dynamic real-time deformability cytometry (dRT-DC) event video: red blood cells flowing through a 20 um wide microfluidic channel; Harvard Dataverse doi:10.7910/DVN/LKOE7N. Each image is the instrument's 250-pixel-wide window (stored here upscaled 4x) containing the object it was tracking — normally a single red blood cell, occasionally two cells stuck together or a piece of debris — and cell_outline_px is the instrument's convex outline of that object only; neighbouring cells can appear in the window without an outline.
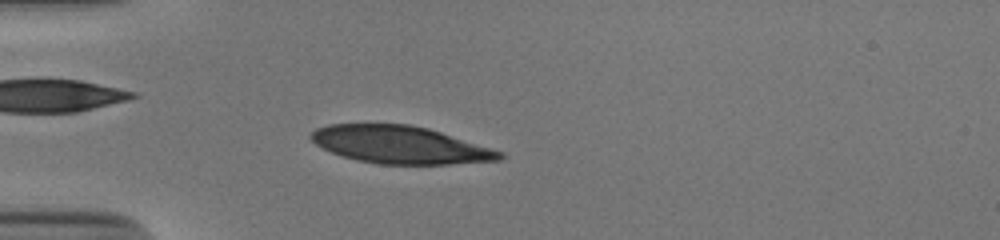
{"species": "human", "species_latin": "Homo sapiens", "temperature_condition": "cold", "stored_images_in_passage": 51, "camera_frame_rate_fps": 3000, "um_per_image_px": 0.085, "donor": {"sex": "male"}, "frame": {"image": 1, "passage_image": 14, "time_ms": 4.333, "image_size_px": [1000, 240], "cell_outline_px": [[504, 156], [500, 160], [448, 164], [380, 164], [356, 160], [340, 156], [316, 144], [308, 136], [316, 128], [328, 124], [408, 124], [428, 128], [504, 152]], "centroid_in_image_um": [33.99, 12.31], "position_along_channel_um": 51.0, "area_um2": 41.15}}
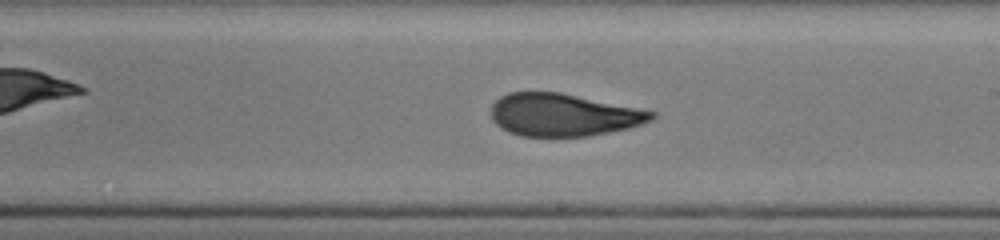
{"frame": {"image": 2, "passage_image": 30, "time_ms": 9.667, "image_size_px": [1000, 240], "cell_outline_px": [[656, 116], [652, 120], [628, 128], [588, 136], [520, 136], [508, 132], [500, 128], [492, 120], [492, 104], [500, 96], [508, 92], [560, 92], [656, 112]], "centroid_in_image_um": [47.84, 9.76], "position_along_channel_um": 241.2, "area_um2": 39.65}}
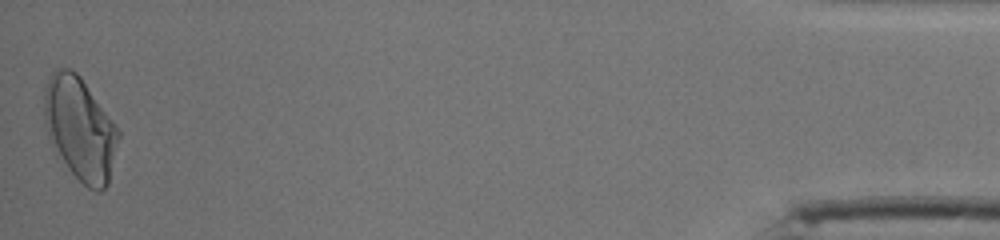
{"frame": {"image": 3, "passage_image": 51, "time_ms": 16.667, "image_size_px": [1000, 240], "cell_outline_px": [[120, 136], [108, 184], [100, 192], [96, 192], [88, 188], [68, 168], [48, 136], [44, 124], [44, 88], [48, 76], [56, 68], [72, 68], [80, 76], [112, 120], [120, 132]], "centroid_in_image_um": [6.79, 10.91], "position_along_channel_um": 428.4, "area_um2": 44.22}, "authors_computed_cell_mechanics": {"area_um2": 40.5756, "velocity_mm_per_s": 3.8798, "shape_relaxation_time_tau1_ms": 7.8688, "shape_relaxation_time_tau2_ms": 1.5635, "deformation_change_tau1": 0.2242, "deformation_change_tau2": 0.0702}}